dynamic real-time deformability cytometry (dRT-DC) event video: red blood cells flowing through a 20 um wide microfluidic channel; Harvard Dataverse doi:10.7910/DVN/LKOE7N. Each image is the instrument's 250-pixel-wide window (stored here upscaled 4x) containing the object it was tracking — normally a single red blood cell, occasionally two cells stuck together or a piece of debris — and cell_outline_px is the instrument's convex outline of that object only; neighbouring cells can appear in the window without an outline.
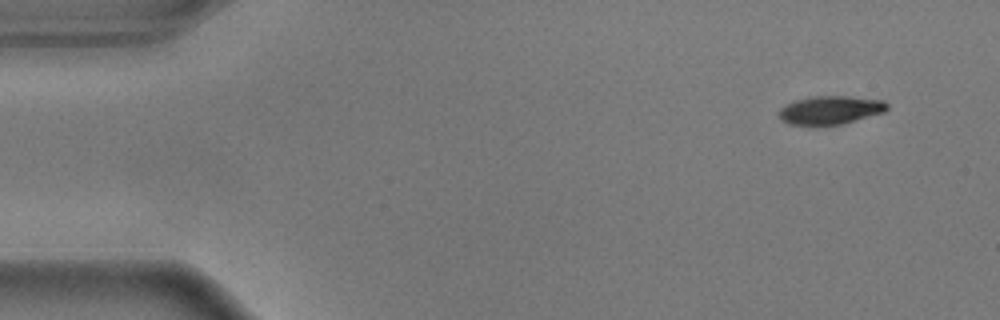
{"species": "common noctule bat (a hibernating species)", "species_latin": "Nyctalus noctula", "temperature_condition": "warm", "stored_images_in_passage": 52, "camera_frame_rate_fps": 3000, "um_per_image_px": 0.085, "animal": {"sex": "male", "body_mass_g": 17.9}, "frame": {"image": 1, "passage_image": 1, "time_ms": 0.0, "image_size_px": [1000, 320], "cell_outline_px": [[888, 108], [884, 112], [844, 124], [788, 124], [780, 120], [780, 108], [796, 100], [812, 96], [848, 96], [884, 100], [888, 104]], "centroid_in_image_um": [70.62, 9.34], "position_along_channel_um": 14.4, "area_um2": 17.74}}
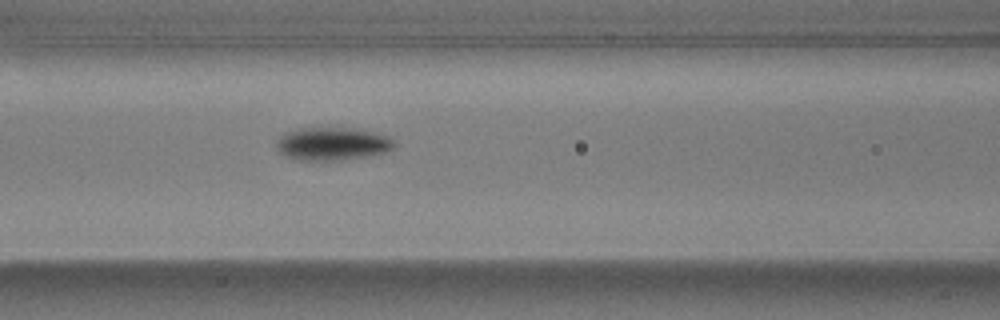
{"frame": {"image": 2, "passage_image": 20, "time_ms": 6.333, "image_size_px": [1000, 320], "cell_outline_px": [[396, 144], [392, 148], [384, 152], [364, 156], [340, 160], [300, 160], [284, 156], [276, 148], [276, 140], [284, 132], [300, 128], [356, 128], [388, 136], [396, 140]], "centroid_in_image_um": [28.22, 12.21], "position_along_channel_um": 138.4, "area_um2": 22.66}}
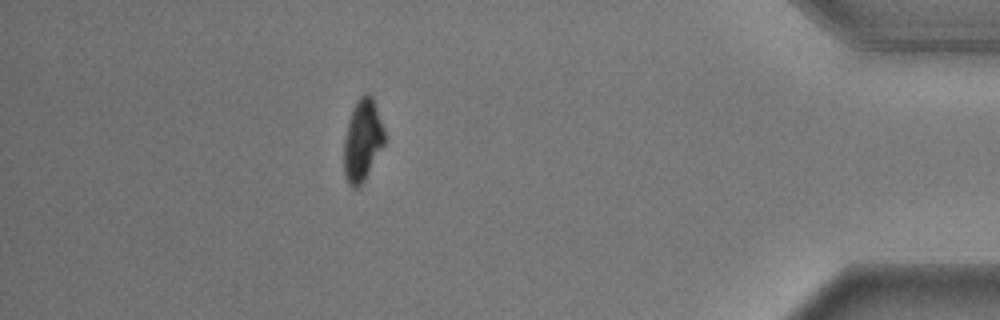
{"frame": {"image": 3, "passage_image": 46, "time_ms": 15.0, "image_size_px": [1000, 320], "cell_outline_px": [[384, 144], [360, 188], [352, 188], [348, 184], [344, 176], [344, 136], [348, 120], [352, 108], [356, 100], [364, 92], [368, 92], [372, 96], [384, 128]], "centroid_in_image_um": [30.79, 11.92], "position_along_channel_um": 404.4, "area_um2": 19.59}, "authors_computed_cell_mechanics": {"area_um2": 20.2011, "velocity_mm_per_s": 3.6206, "shape_relaxation_time_tau1_ms": 2.4503, "shape_relaxation_time_tau2_ms": null, "deformation_change_tau1": 0.16, "deformation_change_tau2": null}}